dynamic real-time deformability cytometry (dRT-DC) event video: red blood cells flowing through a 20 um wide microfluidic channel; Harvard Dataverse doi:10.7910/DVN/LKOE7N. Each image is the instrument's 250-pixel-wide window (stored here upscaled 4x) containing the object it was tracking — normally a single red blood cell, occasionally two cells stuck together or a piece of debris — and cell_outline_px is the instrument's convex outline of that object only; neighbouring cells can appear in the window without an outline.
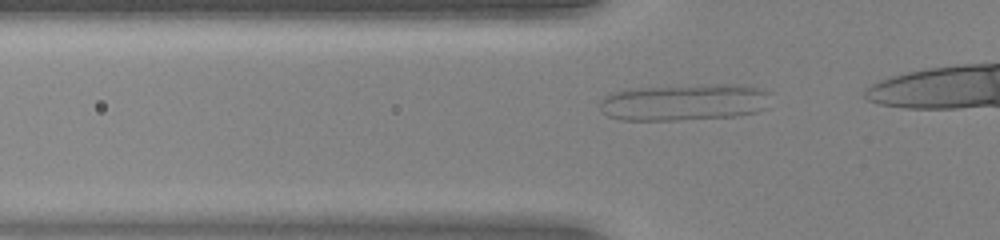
{"species": "human", "species_latin": "Homo sapiens", "temperature_condition": "warm", "stored_images_in_passage": 11, "camera_frame_rate_fps": 3000, "um_per_image_px": 0.085, "donor": {"sex": "female"}, "frame": {"image": 1, "passage_image": 2, "time_ms": 0.333, "image_size_px": [1000, 240], "cell_outline_px": [[768, 108], [756, 112], [732, 116], [676, 120], [620, 120], [608, 116], [600, 112], [600, 100], [604, 96], [612, 92], [628, 88], [716, 84], [736, 84], [756, 88], [768, 92]], "centroid_in_image_um": [58.1, 8.69], "position_along_channel_um": 67.7, "area_um2": 36.7}}